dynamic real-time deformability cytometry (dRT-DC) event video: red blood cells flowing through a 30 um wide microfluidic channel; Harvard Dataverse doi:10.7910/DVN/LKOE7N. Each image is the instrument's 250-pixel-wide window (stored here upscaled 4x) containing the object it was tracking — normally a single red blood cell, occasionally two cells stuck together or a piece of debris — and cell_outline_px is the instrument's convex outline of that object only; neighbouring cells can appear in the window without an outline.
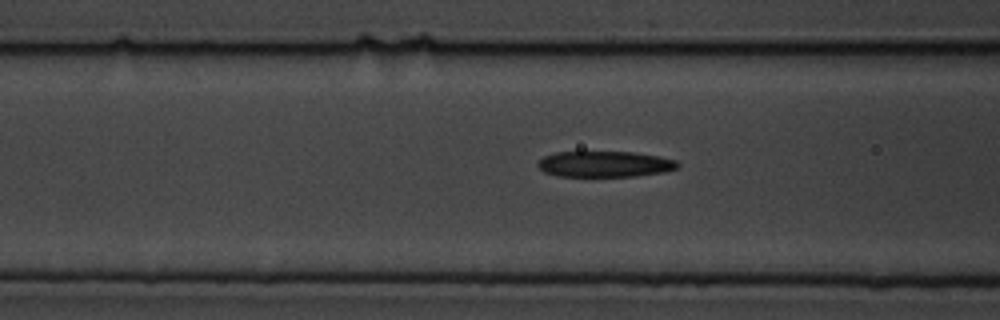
{"species": "common noctule bat (a hibernating species)", "species_latin": "Nyctalus noctula", "temperature_condition": "cold", "stored_images_in_passage": 9, "segment_of_instrument_passage": [2, 2], "camera_frame_rate_fps": 3000, "um_per_image_px": 0.085, "animal": {"sex": "male", "body_mass_g": 19.5, "forearm_length_mm": 54.6}, "frame": {"image": 1, "passage_image": 9, "time_ms": 9.333, "image_size_px": [1000, 320], "cell_outline_px": [[680, 164], [676, 168], [664, 172], [636, 176], [556, 176], [544, 172], [536, 164], [544, 156], [556, 152], [636, 152], [660, 156], [676, 160]], "centroid_in_image_um": [51.42, 13.94], "position_along_channel_um": 115.2, "area_um2": 21.15}}